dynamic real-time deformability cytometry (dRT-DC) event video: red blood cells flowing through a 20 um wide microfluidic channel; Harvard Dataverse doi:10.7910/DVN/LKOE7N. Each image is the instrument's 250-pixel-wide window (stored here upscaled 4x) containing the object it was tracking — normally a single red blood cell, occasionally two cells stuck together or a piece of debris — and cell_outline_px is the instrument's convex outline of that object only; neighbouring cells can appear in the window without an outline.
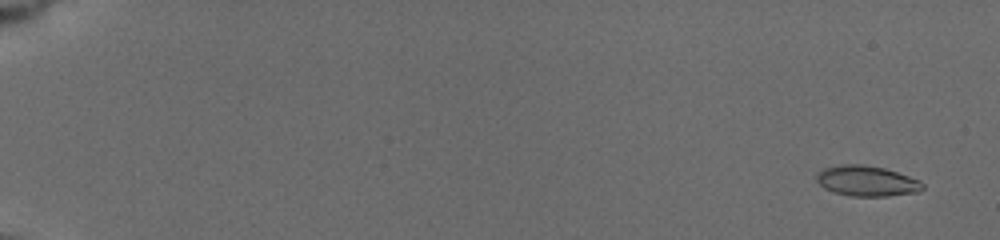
{"species": "common noctule bat (a hibernating species)", "species_latin": "Nyctalus noctula", "temperature_condition": "cold", "stored_images_in_passage": 32, "camera_frame_rate_fps": 3000, "um_per_image_px": 0.085, "animal": {"sex": "female", "body_mass_g": 19.5, "forearm_length_mm": 54.1}, "frame": {"image": 1, "passage_image": 3, "time_ms": 0.667, "image_size_px": [1000, 240], "cell_outline_px": [[924, 188], [920, 192], [888, 196], [852, 196], [836, 192], [824, 188], [816, 180], [816, 176], [824, 168], [840, 164], [864, 164], [884, 168], [920, 180], [924, 184]], "centroid_in_image_um": [73.71, 15.38], "position_along_channel_um": 11.3, "area_um2": 18.79}}
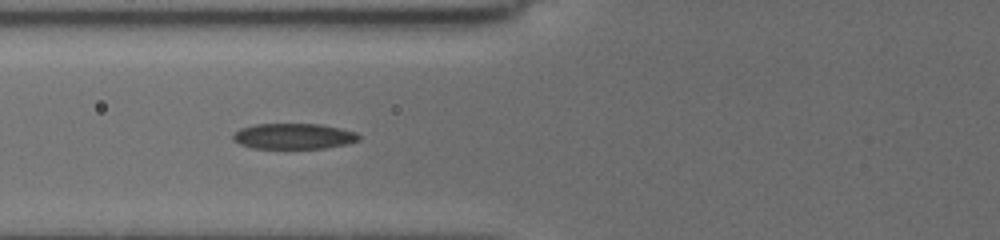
{"frame": {"image": 2, "passage_image": 20, "time_ms": 8.0, "image_size_px": [1000, 240], "cell_outline_px": [[360, 140], [348, 144], [324, 148], [252, 148], [240, 144], [232, 140], [232, 136], [240, 128], [256, 124], [320, 124], [340, 128], [356, 132], [360, 136]], "centroid_in_image_um": [24.97, 11.58], "position_along_channel_um": 100.8, "area_um2": 18.84}}
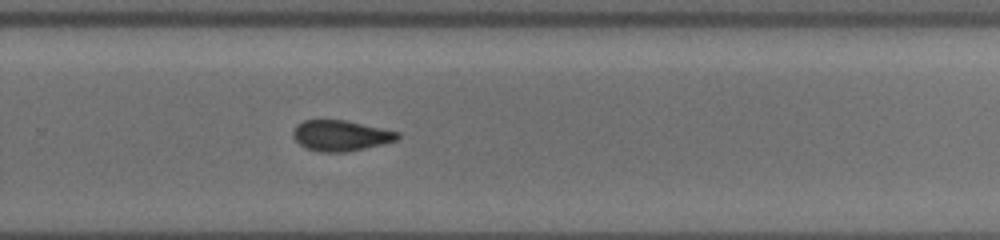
{"frame": {"image": 3, "passage_image": 32, "time_ms": 13.333, "image_size_px": [1000, 240], "cell_outline_px": [[400, 136], [396, 140], [364, 148], [344, 152], [320, 152], [304, 148], [292, 136], [292, 132], [296, 124], [304, 120], [344, 120], [400, 132]], "centroid_in_image_um": [28.91, 11.52], "position_along_channel_um": 300.9, "area_um2": 18.55}}